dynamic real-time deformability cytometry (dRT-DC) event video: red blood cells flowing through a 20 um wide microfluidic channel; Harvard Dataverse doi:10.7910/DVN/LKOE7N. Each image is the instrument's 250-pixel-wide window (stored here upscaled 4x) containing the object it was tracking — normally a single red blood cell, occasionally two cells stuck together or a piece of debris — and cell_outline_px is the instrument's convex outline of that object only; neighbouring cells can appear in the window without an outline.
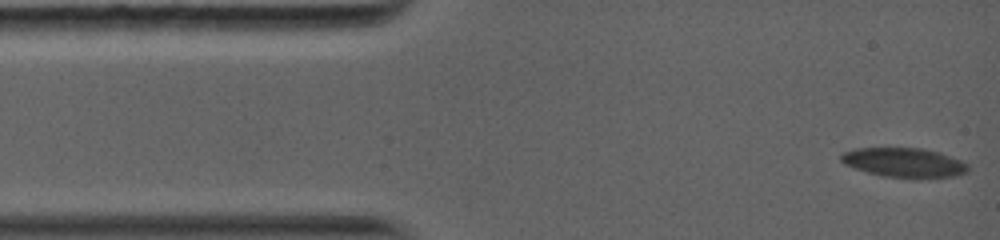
{"species": "common noctule bat (a hibernating species)", "species_latin": "Nyctalus noctula", "temperature_condition": "warm", "stored_images_in_passage": 35, "camera_frame_rate_fps": 5000, "um_per_image_px": 0.085, "animal": {"sex": "female", "body_mass_g": 19.0, "forearm_length_mm": 56.7}, "frame": {"image": 1, "passage_image": 1, "time_ms": 0.0, "image_size_px": [1000, 240], "cell_outline_px": [[968, 172], [956, 176], [884, 176], [868, 172], [844, 164], [840, 160], [840, 156], [844, 152], [856, 148], [924, 148], [940, 152], [960, 160], [968, 164]], "centroid_in_image_um": [76.84, 13.78], "position_along_channel_um": 8.2, "area_um2": 21.15}}
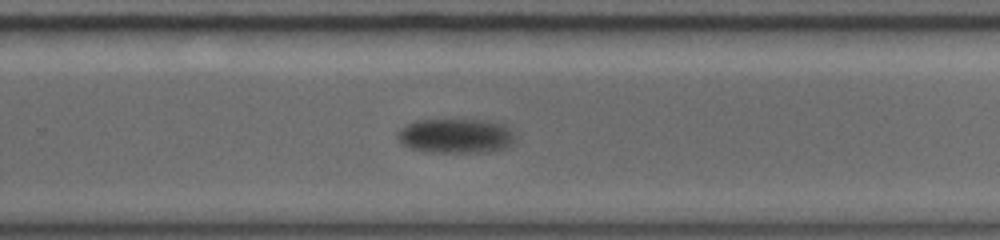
{"frame": {"image": 2, "passage_image": 16, "time_ms": 9.6, "image_size_px": [1000, 240], "cell_outline_px": [[512, 140], [504, 148], [480, 152], [436, 152], [412, 148], [404, 144], [396, 136], [396, 132], [400, 128], [416, 120], [496, 120], [504, 124], [512, 132]], "centroid_in_image_um": [38.71, 11.52], "position_along_channel_um": 291.1, "area_um2": 23.29}}
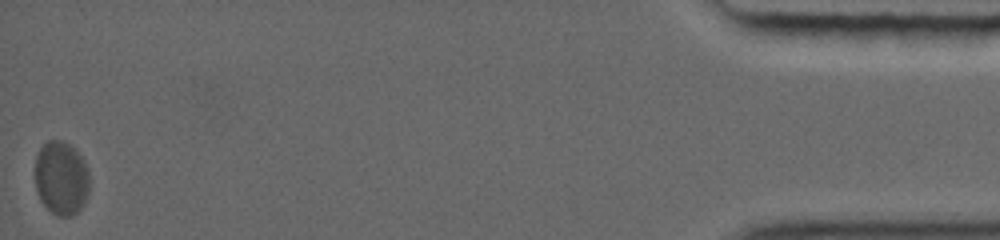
{"frame": {"image": 3, "passage_image": 35, "time_ms": 17.0, "image_size_px": [1000, 240], "cell_outline_px": [[88, 196], [84, 204], [72, 216], [56, 216], [40, 200], [36, 192], [36, 156], [40, 148], [48, 140], [60, 140], [76, 148], [84, 160], [88, 168]], "centroid_in_image_um": [5.22, 15.13], "position_along_channel_um": 430.0, "area_um2": 23.52}, "authors_computed_cell_mechanics": {"area_um2": 23.4668, "velocity_mm_per_s": 3.7308, "shape_relaxation_time_tau1_ms": 5.3858, "shape_relaxation_time_tau2_ms": null, "deformation_change_tau1": 0.1194, "deformation_change_tau2": null}}